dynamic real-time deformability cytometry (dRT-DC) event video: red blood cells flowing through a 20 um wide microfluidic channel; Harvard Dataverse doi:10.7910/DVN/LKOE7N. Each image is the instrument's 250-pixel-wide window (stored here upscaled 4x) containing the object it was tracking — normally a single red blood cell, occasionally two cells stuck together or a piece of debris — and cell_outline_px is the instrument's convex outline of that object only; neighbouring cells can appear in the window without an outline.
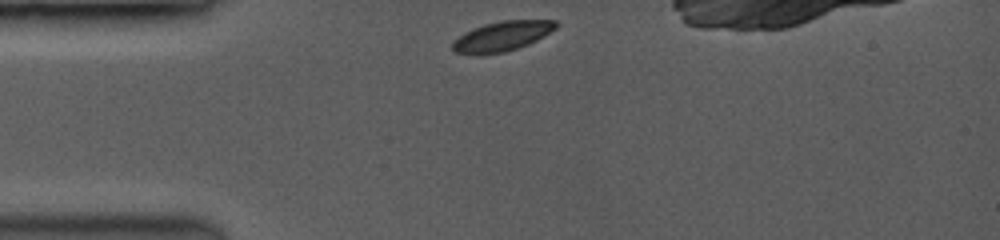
{"species": "common noctule bat (a hibernating species)", "species_latin": "Nyctalus noctula", "temperature_condition": "room temperature", "stored_images_in_passage": 8, "camera_frame_rate_fps": 3500, "um_per_image_px": 0.085, "animal": {"sex": "female", "body_mass_g": 19.0, "forearm_length_mm": 53.3}, "frame": {"image": 1, "passage_image": 1, "time_ms": 0.0, "image_size_px": [1000, 240], "cell_outline_px": [[560, 24], [556, 28], [536, 40], [528, 44], [504, 52], [456, 52], [452, 48], [452, 44], [464, 32], [472, 28], [484, 24], [500, 20], [556, 20]], "centroid_in_image_um": [42.74, 3.02], "position_along_channel_um": 42.3, "area_um2": 17.34}}
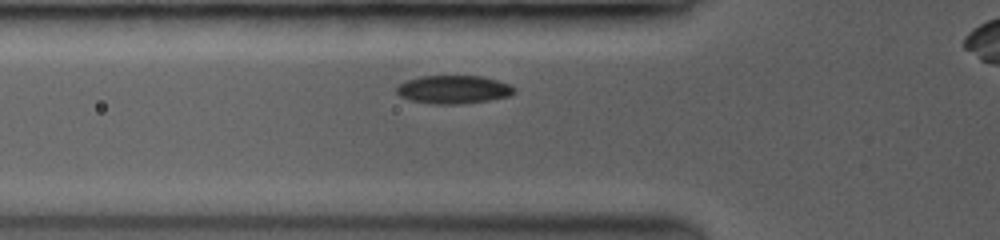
{"frame": {"image": 2, "passage_image": 5, "time_ms": 1.714, "image_size_px": [1000, 240], "cell_outline_px": [[516, 92], [508, 96], [488, 100], [452, 104], [436, 104], [412, 100], [400, 96], [396, 92], [396, 88], [400, 84], [408, 80], [420, 76], [484, 76], [508, 84], [516, 88]], "centroid_in_image_um": [38.56, 7.6], "position_along_channel_um": 87.2, "area_um2": 19.07}}